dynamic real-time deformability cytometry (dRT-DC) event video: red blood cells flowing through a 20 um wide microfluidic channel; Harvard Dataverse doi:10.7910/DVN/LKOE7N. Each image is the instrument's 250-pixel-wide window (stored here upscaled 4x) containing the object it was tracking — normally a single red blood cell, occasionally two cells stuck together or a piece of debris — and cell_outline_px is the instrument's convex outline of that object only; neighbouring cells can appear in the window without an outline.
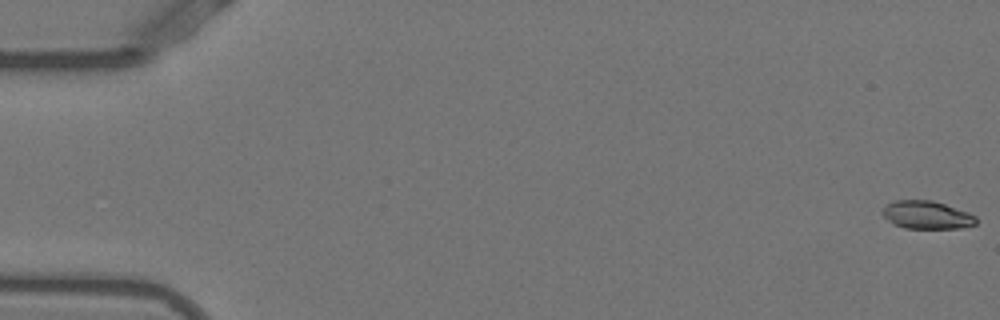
{"species": "Egyptian fruit bat (a non-hibernating species)", "species_latin": "Rousettus aegyptiacus", "temperature_condition": "warm", "stored_images_in_passage": 54, "segment_of_instrument_passage": [1, 2], "camera_frame_rate_fps": 3000, "um_per_image_px": 0.085, "animal": {"sex": "female"}, "frame": {"image": 1, "passage_image": 1, "time_ms": 0.0, "image_size_px": [1000, 320], "cell_outline_px": [[976, 224], [960, 228], [904, 228], [888, 220], [880, 212], [888, 204], [896, 200], [932, 200], [968, 212], [976, 216]], "centroid_in_image_um": [78.78, 18.27], "position_along_channel_um": 6.2, "area_um2": 15.09}}
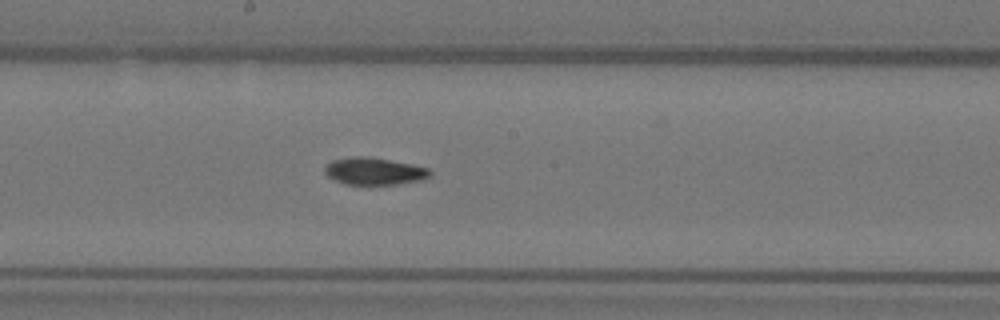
{"frame": {"image": 2, "passage_image": 29, "time_ms": 9.333, "image_size_px": [1000, 320], "cell_outline_px": [[432, 176], [420, 180], [396, 184], [344, 184], [328, 176], [324, 172], [324, 168], [332, 160], [352, 156], [364, 156], [412, 164], [428, 168], [432, 172]], "centroid_in_image_um": [31.81, 14.55], "position_along_channel_um": 216.4, "area_um2": 16.53}}
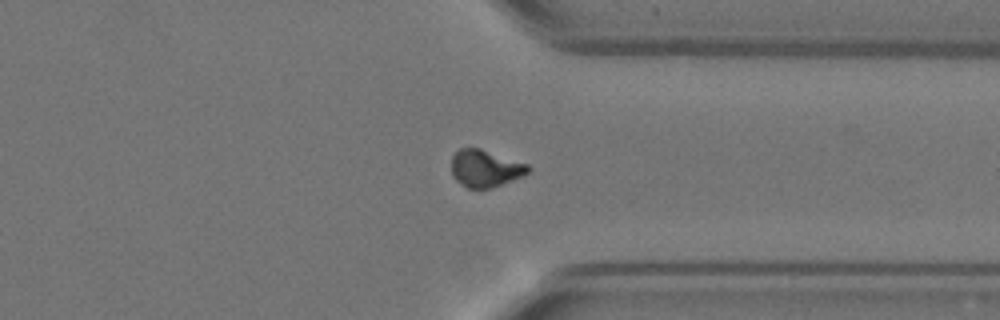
{"frame": {"image": 3, "passage_image": 41, "time_ms": 13.333, "image_size_px": [1000, 320], "cell_outline_px": [[532, 168], [524, 176], [488, 188], [468, 188], [456, 180], [452, 176], [452, 156], [460, 148], [480, 148], [528, 164]], "centroid_in_image_um": [41.26, 14.3], "position_along_channel_um": 370.1, "area_um2": 16.47}}